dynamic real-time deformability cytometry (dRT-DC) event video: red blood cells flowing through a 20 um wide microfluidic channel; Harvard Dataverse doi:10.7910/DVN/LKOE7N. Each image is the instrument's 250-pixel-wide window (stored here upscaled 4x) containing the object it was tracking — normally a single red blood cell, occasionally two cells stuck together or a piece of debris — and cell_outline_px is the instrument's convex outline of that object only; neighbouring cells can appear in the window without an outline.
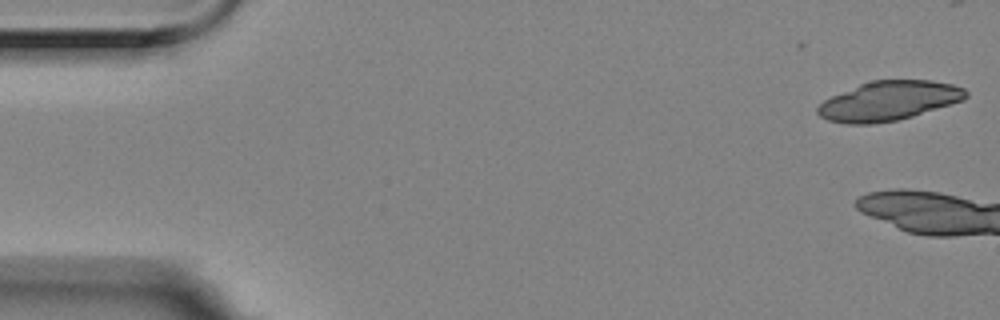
{"species": "Egyptian fruit bat (a non-hibernating species)", "species_latin": "Rousettus aegyptiacus", "temperature_condition": "room temperature", "stored_images_in_passage": 8, "camera_frame_rate_fps": 3000, "um_per_image_px": 0.085, "animal": {"sex": "female"}, "frame": {"image": 1, "passage_image": 1, "time_ms": 0.0, "image_size_px": [1000, 320], "cell_outline_px": [[968, 96], [964, 100], [912, 116], [896, 120], [872, 124], [844, 124], [828, 120], [820, 116], [816, 112], [816, 108], [824, 100], [832, 96], [860, 84], [872, 80], [932, 80], [952, 84], [964, 88], [968, 92]], "centroid_in_image_um": [75.55, 8.57], "position_along_channel_um": 9.5, "area_um2": 33.93}}